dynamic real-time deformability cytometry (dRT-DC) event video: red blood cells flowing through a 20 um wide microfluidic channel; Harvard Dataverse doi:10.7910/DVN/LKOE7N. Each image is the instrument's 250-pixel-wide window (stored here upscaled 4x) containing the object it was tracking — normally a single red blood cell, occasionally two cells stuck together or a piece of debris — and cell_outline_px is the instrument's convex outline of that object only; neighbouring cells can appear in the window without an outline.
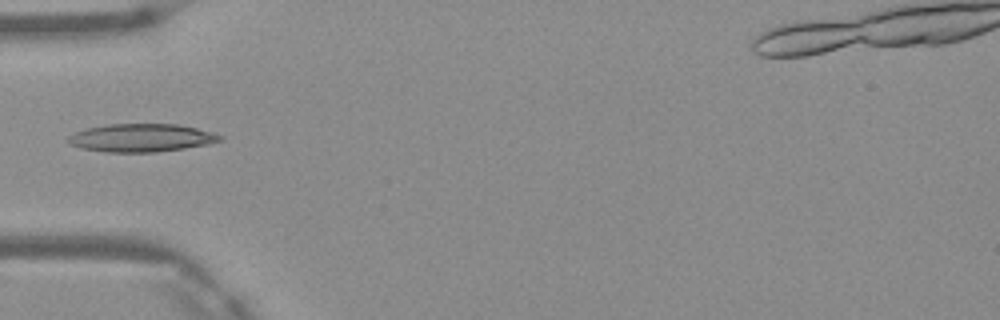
{"species": "Egyptian fruit bat (a non-hibernating species)", "species_latin": "Rousettus aegyptiacus", "temperature_condition": "warm", "stored_images_in_passage": 3, "camera_frame_rate_fps": 3000, "um_per_image_px": 0.085, "frame": {"image": 1, "passage_image": 3, "time_ms": 0.667, "image_size_px": [1000, 320], "cell_outline_px": [[224, 136], [220, 140], [208, 144], [184, 148], [156, 152], [108, 152], [80, 148], [68, 144], [68, 136], [76, 132], [88, 128], [108, 124], [180, 124], [212, 132]], "centroid_in_image_um": [12.01, 11.71], "position_along_channel_um": 73.0, "area_um2": 24.74}}